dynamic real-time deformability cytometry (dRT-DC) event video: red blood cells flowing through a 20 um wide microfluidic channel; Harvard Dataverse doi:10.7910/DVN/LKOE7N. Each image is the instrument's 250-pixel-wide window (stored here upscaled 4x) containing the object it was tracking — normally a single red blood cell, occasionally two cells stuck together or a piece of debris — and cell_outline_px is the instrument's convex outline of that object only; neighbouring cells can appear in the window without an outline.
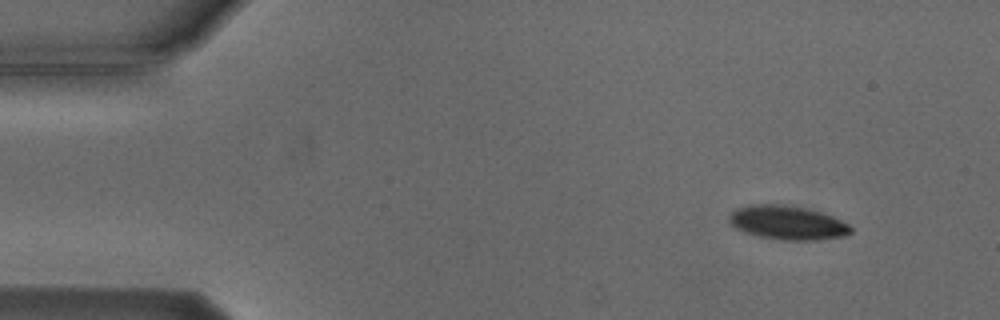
{"species": "Egyptian fruit bat (a non-hibernating species)", "species_latin": "Rousettus aegyptiacus", "temperature_condition": "cold", "stored_images_in_passage": 3, "camera_frame_rate_fps": 3000, "um_per_image_px": 0.085, "animal": {"sex": "male"}, "frame": {"image": 1, "passage_image": 1, "time_ms": 0.0, "image_size_px": [1000, 320], "cell_outline_px": [[852, 232], [844, 236], [820, 240], [780, 240], [760, 236], [744, 232], [736, 228], [728, 220], [728, 216], [736, 208], [752, 204], [776, 204], [804, 208], [820, 212], [832, 216], [848, 224], [852, 228]], "centroid_in_image_um": [66.93, 18.94], "position_along_channel_um": 18.1, "area_um2": 23.93}}